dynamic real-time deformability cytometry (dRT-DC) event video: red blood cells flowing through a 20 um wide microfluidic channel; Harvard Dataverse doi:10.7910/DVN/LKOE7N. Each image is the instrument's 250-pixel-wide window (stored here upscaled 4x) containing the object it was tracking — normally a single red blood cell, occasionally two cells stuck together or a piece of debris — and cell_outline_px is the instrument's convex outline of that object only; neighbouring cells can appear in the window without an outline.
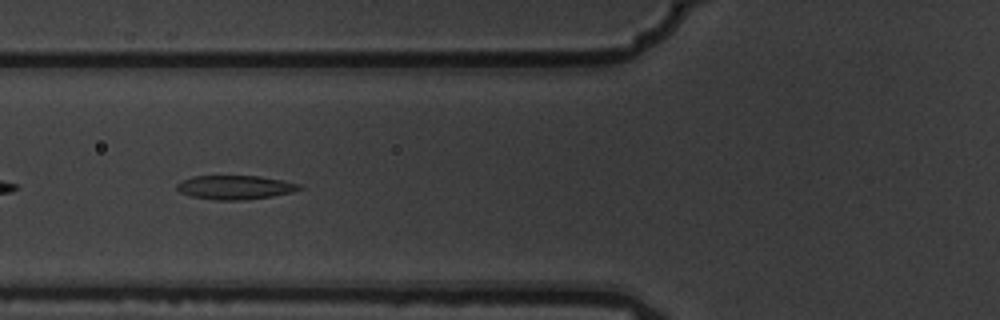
{"species": "common noctule bat (a hibernating species)", "species_latin": "Nyctalus noctula", "temperature_condition": "warm", "stored_images_in_passage": 15, "camera_frame_rate_fps": 3000, "um_per_image_px": 0.085, "animal": {"sex": "male", "body_mass_g": 19.5, "forearm_length_mm": 54.6}, "frame": {"image": 1, "passage_image": 6, "time_ms": 1.667, "image_size_px": [1000, 320], "cell_outline_px": [[304, 188], [292, 192], [272, 196], [244, 200], [216, 200], [192, 196], [180, 192], [176, 188], [176, 184], [192, 176], [260, 176], [300, 184]], "centroid_in_image_um": [19.99, 15.92], "position_along_channel_um": 105.8, "area_um2": 16.99}}
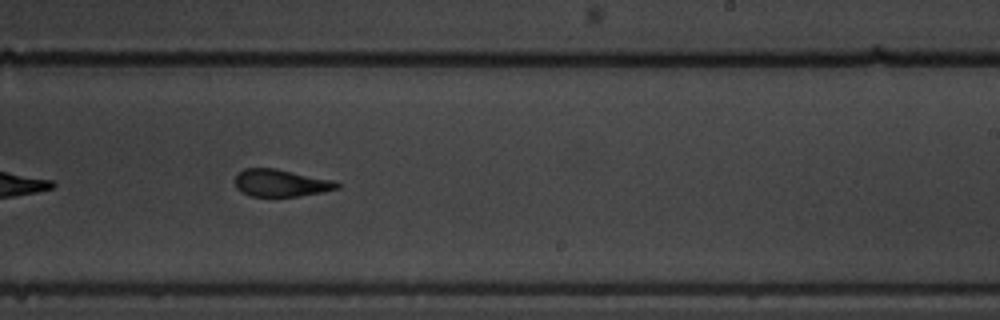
{"frame": {"image": 2, "passage_image": 10, "time_ms": 3.0, "image_size_px": [1000, 320], "cell_outline_px": [[340, 188], [324, 192], [300, 196], [252, 196], [236, 188], [232, 180], [244, 168], [276, 168], [332, 180], [340, 184]], "centroid_in_image_um": [23.86, 15.55], "position_along_channel_um": 265.1, "area_um2": 16.24}}
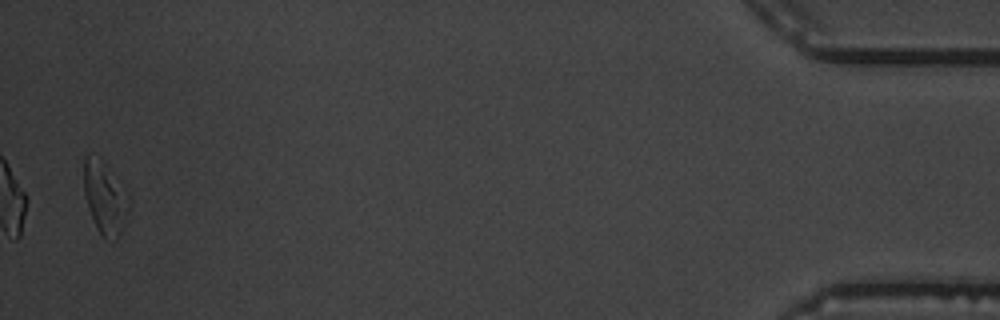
{"frame": {"image": 3, "passage_image": 15, "time_ms": 4.667, "image_size_px": [1000, 320], "cell_outline_px": [[132, 204], [120, 236], [116, 240], [104, 236], [96, 228], [88, 208], [84, 192], [84, 156], [88, 152], [100, 156], [104, 160], [128, 192]], "centroid_in_image_um": [8.95, 16.74], "position_along_channel_um": 426.2, "area_um2": 19.77}}